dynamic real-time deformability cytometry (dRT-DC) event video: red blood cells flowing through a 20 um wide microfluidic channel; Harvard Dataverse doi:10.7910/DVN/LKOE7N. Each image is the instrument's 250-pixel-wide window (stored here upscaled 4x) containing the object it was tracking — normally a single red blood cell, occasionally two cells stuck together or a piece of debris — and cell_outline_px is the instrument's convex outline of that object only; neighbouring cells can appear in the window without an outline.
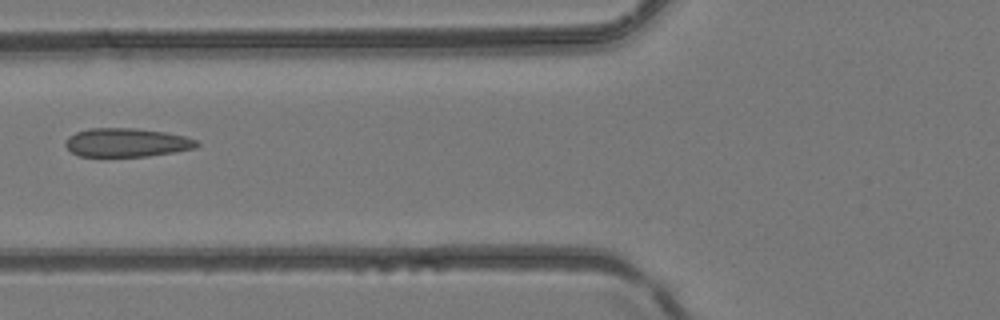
{"species": "common noctule bat (a hibernating species)", "species_latin": "Nyctalus noctula", "temperature_condition": "room temperature", "stored_images_in_passage": 2, "camera_frame_rate_fps": 3000, "um_per_image_px": 0.085, "animal": {"sex": "female", "body_mass_g": 24.6, "forearm_length_mm": 56.2}, "frame": {"image": 1, "passage_image": 2, "time_ms": 0.333, "image_size_px": [1000, 320], "cell_outline_px": [[200, 144], [196, 148], [176, 152], [148, 156], [80, 156], [72, 152], [64, 144], [68, 136], [76, 132], [88, 128], [136, 128], [164, 132], [184, 136], [196, 140]], "centroid_in_image_um": [10.77, 12.11], "position_along_channel_um": 115.0, "area_um2": 21.96}}